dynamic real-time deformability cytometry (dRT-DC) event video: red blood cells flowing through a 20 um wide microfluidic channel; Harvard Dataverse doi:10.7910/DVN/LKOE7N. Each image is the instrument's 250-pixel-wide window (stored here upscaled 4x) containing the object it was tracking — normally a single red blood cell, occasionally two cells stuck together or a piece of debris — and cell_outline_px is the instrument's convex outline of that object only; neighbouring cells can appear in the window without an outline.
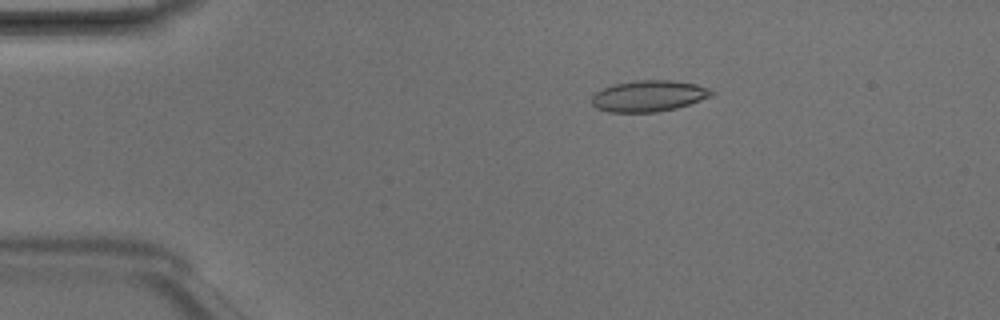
{"species": "Egyptian fruit bat (a non-hibernating species)", "species_latin": "Rousettus aegyptiacus", "temperature_condition": "room temperature", "stored_images_in_passage": 5, "camera_frame_rate_fps": 3000, "um_per_image_px": 0.085, "animal": {"sex": "male"}, "frame": {"image": 1, "passage_image": 1, "time_ms": 0.0, "image_size_px": [1000, 320], "cell_outline_px": [[716, 92], [712, 96], [676, 108], [656, 112], [608, 112], [596, 108], [592, 104], [592, 96], [596, 92], [612, 84], [636, 80], [672, 80], [696, 84], [712, 88]], "centroid_in_image_um": [55.16, 8.15], "position_along_channel_um": 29.8, "area_um2": 21.91}}
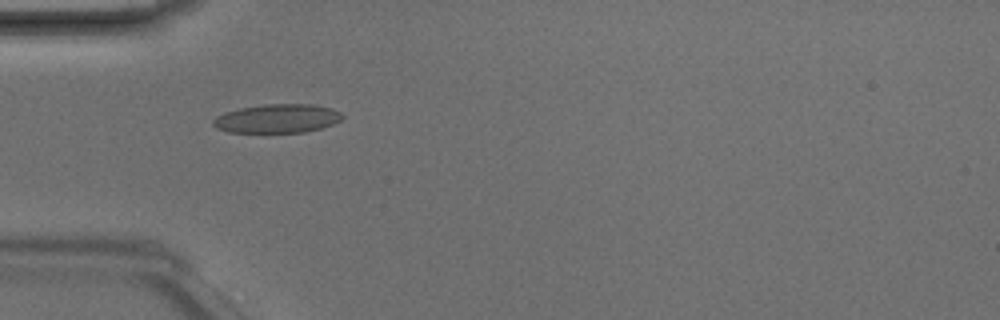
{"frame": {"image": 2, "passage_image": 3, "time_ms": 0.667, "image_size_px": [1000, 320], "cell_outline_px": [[344, 116], [340, 120], [332, 124], [320, 128], [304, 132], [228, 132], [216, 128], [212, 124], [212, 120], [216, 116], [224, 112], [240, 108], [264, 104], [312, 104], [332, 108], [340, 112]], "centroid_in_image_um": [23.54, 10.07], "position_along_channel_um": 61.5, "area_um2": 21.68}}